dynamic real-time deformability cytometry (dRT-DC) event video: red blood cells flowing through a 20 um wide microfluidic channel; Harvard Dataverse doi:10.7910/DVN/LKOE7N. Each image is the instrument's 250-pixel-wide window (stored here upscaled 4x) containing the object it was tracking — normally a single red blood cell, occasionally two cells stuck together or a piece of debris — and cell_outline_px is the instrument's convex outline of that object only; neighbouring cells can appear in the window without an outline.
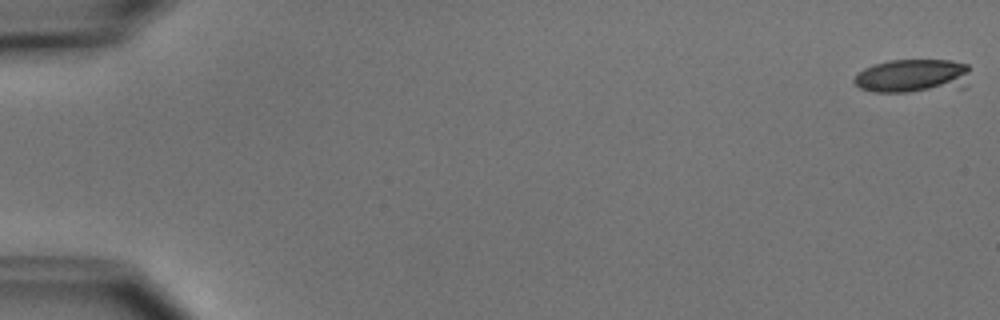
{"species": "common noctule bat (a hibernating species)", "species_latin": "Nyctalus noctula", "temperature_condition": "cold", "stored_images_in_passage": 14, "camera_frame_rate_fps": 3000, "um_per_image_px": 0.085, "animal": {"sex": "male", "body_mass_g": 15.6}, "frame": {"image": 1, "passage_image": 1, "time_ms": 0.0, "image_size_px": [1000, 320], "cell_outline_px": [[968, 84], [964, 88], [908, 92], [872, 92], [860, 88], [852, 80], [856, 72], [864, 68], [888, 60], [952, 60], [968, 64]], "centroid_in_image_um": [77.58, 6.46], "position_along_channel_um": 7.4, "area_um2": 23.24}}
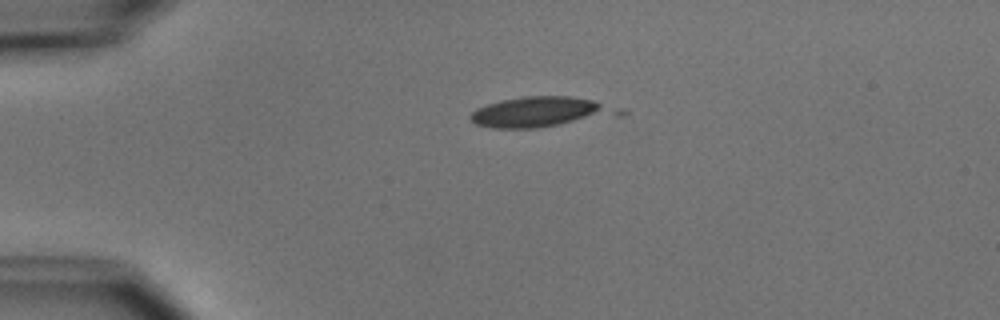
{"frame": {"image": 2, "passage_image": 13, "time_ms": 4.0, "image_size_px": [1000, 320], "cell_outline_px": [[628, 112], [624, 116], [540, 128], [492, 128], [476, 124], [468, 116], [476, 108], [500, 100], [524, 96], [572, 96], [592, 100], [624, 108]], "centroid_in_image_um": [46.13, 9.53], "position_along_channel_um": 38.9, "area_um2": 27.05}}